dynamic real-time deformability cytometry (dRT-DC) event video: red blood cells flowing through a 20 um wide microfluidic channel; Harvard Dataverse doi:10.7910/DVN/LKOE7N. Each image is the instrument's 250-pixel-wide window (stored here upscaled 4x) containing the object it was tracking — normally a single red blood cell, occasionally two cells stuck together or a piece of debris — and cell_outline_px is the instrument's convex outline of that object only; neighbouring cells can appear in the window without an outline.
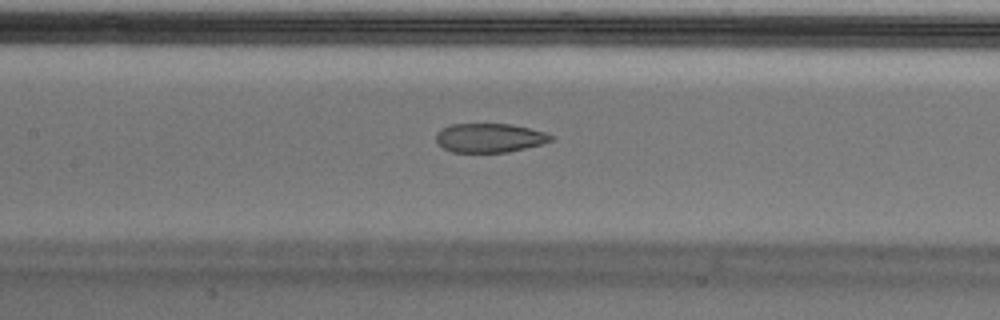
{"species": "Egyptian fruit bat (a non-hibernating species)", "species_latin": "Rousettus aegyptiacus", "temperature_condition": "cold", "stored_images_in_passage": 53, "camera_frame_rate_fps": 3000, "um_per_image_px": 0.085, "animal": {"sex": "male"}, "frame": {"image": 1, "passage_image": 24, "time_ms": 7.667, "image_size_px": [1000, 320], "cell_outline_px": [[552, 140], [540, 144], [508, 152], [452, 152], [436, 144], [436, 132], [440, 128], [452, 124], [512, 124], [544, 132], [552, 136]], "centroid_in_image_um": [41.54, 11.71], "position_along_channel_um": 165.9, "area_um2": 19.36}}
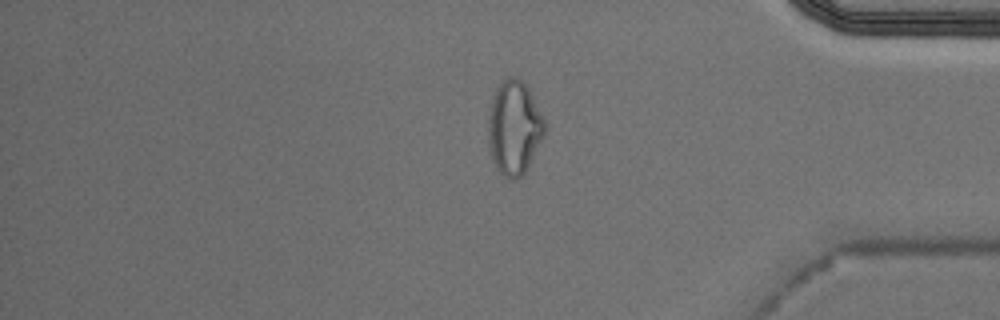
{"frame": {"image": 2, "passage_image": 44, "time_ms": 14.333, "image_size_px": [1000, 320], "cell_outline_px": [[544, 136], [528, 168], [516, 180], [512, 180], [504, 176], [496, 168], [492, 160], [488, 144], [488, 116], [492, 100], [496, 88], [504, 80], [512, 76], [516, 76], [528, 88], [544, 120]], "centroid_in_image_um": [43.69, 10.89], "position_along_channel_um": 391.5, "area_um2": 30.69}}
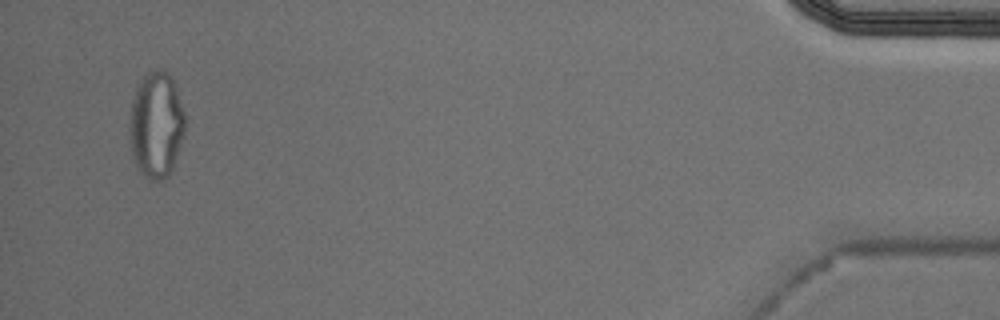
{"frame": {"image": 3, "passage_image": 51, "time_ms": 16.667, "image_size_px": [1000, 320], "cell_outline_px": [[184, 136], [172, 168], [168, 176], [160, 180], [148, 180], [140, 172], [132, 156], [128, 128], [128, 124], [132, 100], [136, 88], [140, 80], [148, 72], [156, 68], [164, 68], [168, 72], [176, 88], [184, 112]], "centroid_in_image_um": [13.25, 10.6], "position_along_channel_um": 421.9, "area_um2": 34.62}, "authors_computed_cell_mechanics": {"area_um2": 22.4842, "velocity_mm_per_s": 3.7278, "shape_relaxation_time_tau1_ms": null, "shape_relaxation_time_tau2_ms": 1.7474, "deformation_change_tau1": null, "deformation_change_tau2": 0.0784}}